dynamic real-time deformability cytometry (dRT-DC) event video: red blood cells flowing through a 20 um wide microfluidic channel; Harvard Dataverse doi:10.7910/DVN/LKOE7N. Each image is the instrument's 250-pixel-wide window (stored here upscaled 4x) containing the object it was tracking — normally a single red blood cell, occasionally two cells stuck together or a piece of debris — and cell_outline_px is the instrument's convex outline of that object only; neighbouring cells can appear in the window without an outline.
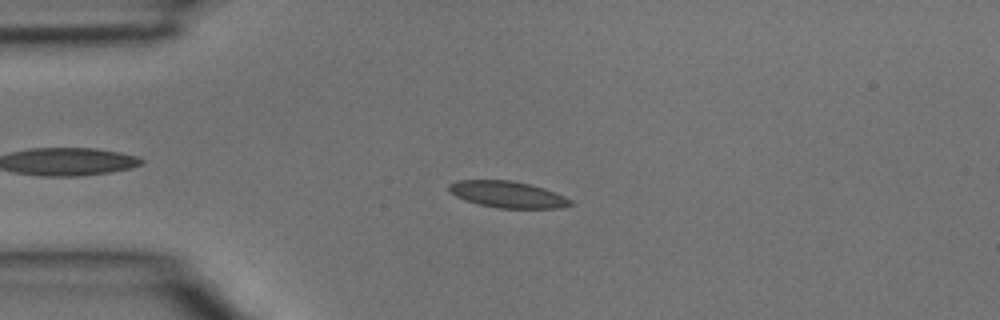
{"species": "common noctule bat (a hibernating species)", "species_latin": "Nyctalus noctula", "temperature_condition": "room temperature", "stored_images_in_passage": 3, "camera_frame_rate_fps": 3000, "um_per_image_px": 0.085, "animal": {"sex": "male", "body_mass_g": 15.6}, "frame": {"image": 1, "passage_image": 3, "time_ms": 0.667, "image_size_px": [1000, 320], "cell_outline_px": [[576, 204], [560, 208], [496, 208], [464, 200], [456, 196], [448, 188], [448, 184], [456, 180], [512, 180], [544, 188], [564, 196], [572, 200]], "centroid_in_image_um": [43.17, 16.53], "position_along_channel_um": 41.8, "area_um2": 18.79}}